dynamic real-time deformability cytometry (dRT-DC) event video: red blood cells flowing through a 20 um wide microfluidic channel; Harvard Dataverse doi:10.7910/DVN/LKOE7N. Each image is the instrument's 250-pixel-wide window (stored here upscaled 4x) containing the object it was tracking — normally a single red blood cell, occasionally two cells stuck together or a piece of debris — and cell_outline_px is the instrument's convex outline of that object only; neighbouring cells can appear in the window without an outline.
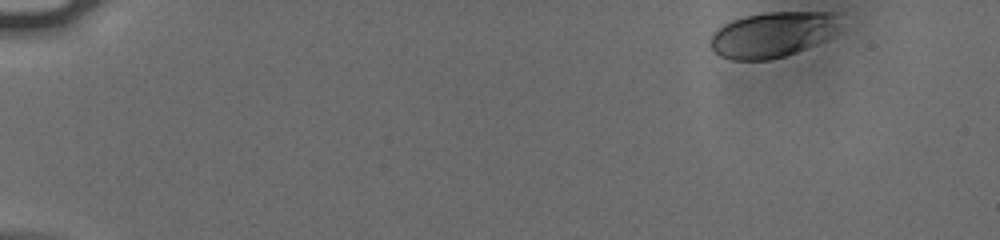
{"species": "human", "species_latin": "Homo sapiens", "temperature_condition": "cold", "stored_images_in_passage": 51, "camera_frame_rate_fps": 3000, "um_per_image_px": 0.085, "donor": {"sex": "male"}, "frame": {"image": 1, "passage_image": 1, "time_ms": 0.0, "image_size_px": [1000, 240], "cell_outline_px": [[832, 16], [828, 36], [824, 40], [816, 44], [796, 52], [784, 56], [768, 60], [732, 60], [720, 56], [712, 48], [712, 36], [724, 24], [732, 20], [744, 16], [764, 12], [832, 12]], "centroid_in_image_um": [65.51, 2.96], "position_along_channel_um": 19.5, "area_um2": 32.89}}
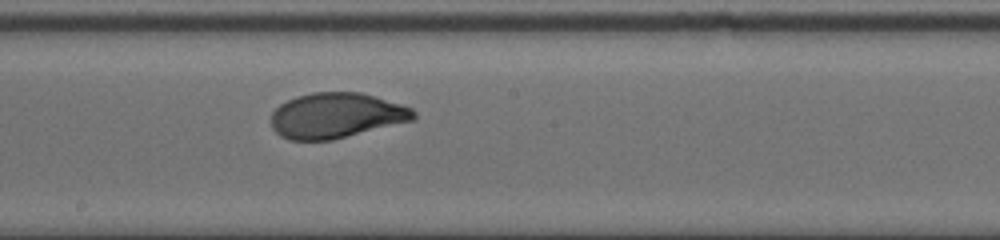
{"frame": {"image": 2, "passage_image": 28, "time_ms": 9.0, "image_size_px": [1000, 240], "cell_outline_px": [[416, 120], [332, 140], [288, 140], [280, 136], [272, 128], [272, 112], [280, 104], [296, 96], [312, 92], [360, 92], [376, 96], [412, 108], [416, 112]], "centroid_in_image_um": [28.6, 9.82], "position_along_channel_um": 219.6, "area_um2": 37.86}}
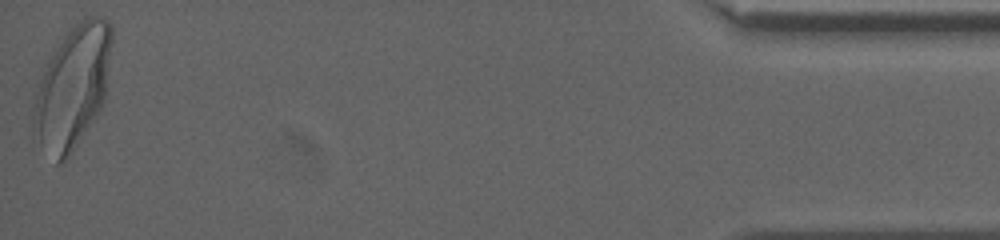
{"frame": {"image": 3, "passage_image": 51, "time_ms": 16.667, "image_size_px": [1000, 240], "cell_outline_px": [[112, 40], [104, 100], [96, 116], [72, 152], [60, 164], [56, 164], [32, 140], [32, 108], [44, 72], [52, 56], [68, 28], [88, 16], [104, 16], [108, 20], [112, 28]], "centroid_in_image_um": [6.15, 7.46], "position_along_channel_um": 429.0, "area_um2": 55.72}, "authors_computed_cell_mechanics": {"area_um2": 37.6856, "velocity_mm_per_s": 3.7774, "shape_relaxation_time_tau1_ms": 3.6932, "shape_relaxation_time_tau2_ms": null, "deformation_change_tau1": 0.1585, "deformation_change_tau2": null}}